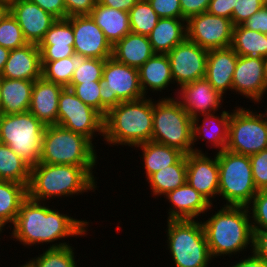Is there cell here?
<instances>
[{
  "mask_svg": "<svg viewBox=\"0 0 267 267\" xmlns=\"http://www.w3.org/2000/svg\"><path fill=\"white\" fill-rule=\"evenodd\" d=\"M19 267V266H18ZM20 267H32L31 264L29 262H26V264L21 265Z\"/></svg>",
  "mask_w": 267,
  "mask_h": 267,
  "instance_id": "59",
  "label": "cell"
},
{
  "mask_svg": "<svg viewBox=\"0 0 267 267\" xmlns=\"http://www.w3.org/2000/svg\"><path fill=\"white\" fill-rule=\"evenodd\" d=\"M31 167L18 156L7 144L0 142V180L30 183Z\"/></svg>",
  "mask_w": 267,
  "mask_h": 267,
  "instance_id": "35",
  "label": "cell"
},
{
  "mask_svg": "<svg viewBox=\"0 0 267 267\" xmlns=\"http://www.w3.org/2000/svg\"><path fill=\"white\" fill-rule=\"evenodd\" d=\"M97 155L85 136L57 124L45 128L39 163L95 166Z\"/></svg>",
  "mask_w": 267,
  "mask_h": 267,
  "instance_id": "6",
  "label": "cell"
},
{
  "mask_svg": "<svg viewBox=\"0 0 267 267\" xmlns=\"http://www.w3.org/2000/svg\"><path fill=\"white\" fill-rule=\"evenodd\" d=\"M87 57L74 54L55 61H41L42 77L64 87L70 85L74 70L81 66Z\"/></svg>",
  "mask_w": 267,
  "mask_h": 267,
  "instance_id": "36",
  "label": "cell"
},
{
  "mask_svg": "<svg viewBox=\"0 0 267 267\" xmlns=\"http://www.w3.org/2000/svg\"><path fill=\"white\" fill-rule=\"evenodd\" d=\"M27 197L20 205L14 222L12 237L23 245L52 243L55 240L82 236L87 233L89 222L77 220L41 205Z\"/></svg>",
  "mask_w": 267,
  "mask_h": 267,
  "instance_id": "1",
  "label": "cell"
},
{
  "mask_svg": "<svg viewBox=\"0 0 267 267\" xmlns=\"http://www.w3.org/2000/svg\"><path fill=\"white\" fill-rule=\"evenodd\" d=\"M135 147H140L143 152L147 178L151 174L175 164L184 155L179 149L153 141H148Z\"/></svg>",
  "mask_w": 267,
  "mask_h": 267,
  "instance_id": "33",
  "label": "cell"
},
{
  "mask_svg": "<svg viewBox=\"0 0 267 267\" xmlns=\"http://www.w3.org/2000/svg\"><path fill=\"white\" fill-rule=\"evenodd\" d=\"M253 251L259 258L267 260V230L253 229Z\"/></svg>",
  "mask_w": 267,
  "mask_h": 267,
  "instance_id": "51",
  "label": "cell"
},
{
  "mask_svg": "<svg viewBox=\"0 0 267 267\" xmlns=\"http://www.w3.org/2000/svg\"><path fill=\"white\" fill-rule=\"evenodd\" d=\"M128 13L131 32L135 34L148 36L160 19L147 0H139Z\"/></svg>",
  "mask_w": 267,
  "mask_h": 267,
  "instance_id": "38",
  "label": "cell"
},
{
  "mask_svg": "<svg viewBox=\"0 0 267 267\" xmlns=\"http://www.w3.org/2000/svg\"><path fill=\"white\" fill-rule=\"evenodd\" d=\"M219 167V196L226 205L246 206L251 204L258 192L254 185L250 157L223 150L217 152Z\"/></svg>",
  "mask_w": 267,
  "mask_h": 267,
  "instance_id": "9",
  "label": "cell"
},
{
  "mask_svg": "<svg viewBox=\"0 0 267 267\" xmlns=\"http://www.w3.org/2000/svg\"><path fill=\"white\" fill-rule=\"evenodd\" d=\"M10 13L16 18L27 43L39 45L57 18L28 0H10Z\"/></svg>",
  "mask_w": 267,
  "mask_h": 267,
  "instance_id": "17",
  "label": "cell"
},
{
  "mask_svg": "<svg viewBox=\"0 0 267 267\" xmlns=\"http://www.w3.org/2000/svg\"><path fill=\"white\" fill-rule=\"evenodd\" d=\"M90 16L112 46L131 32L129 13L126 11L110 8L97 2Z\"/></svg>",
  "mask_w": 267,
  "mask_h": 267,
  "instance_id": "25",
  "label": "cell"
},
{
  "mask_svg": "<svg viewBox=\"0 0 267 267\" xmlns=\"http://www.w3.org/2000/svg\"><path fill=\"white\" fill-rule=\"evenodd\" d=\"M168 250L175 267H207L212 257L202 221L168 220Z\"/></svg>",
  "mask_w": 267,
  "mask_h": 267,
  "instance_id": "7",
  "label": "cell"
},
{
  "mask_svg": "<svg viewBox=\"0 0 267 267\" xmlns=\"http://www.w3.org/2000/svg\"><path fill=\"white\" fill-rule=\"evenodd\" d=\"M182 19L188 20L191 16L204 13L208 9L211 0H179Z\"/></svg>",
  "mask_w": 267,
  "mask_h": 267,
  "instance_id": "47",
  "label": "cell"
},
{
  "mask_svg": "<svg viewBox=\"0 0 267 267\" xmlns=\"http://www.w3.org/2000/svg\"><path fill=\"white\" fill-rule=\"evenodd\" d=\"M1 107H2V97H1V87H0V114H1Z\"/></svg>",
  "mask_w": 267,
  "mask_h": 267,
  "instance_id": "58",
  "label": "cell"
},
{
  "mask_svg": "<svg viewBox=\"0 0 267 267\" xmlns=\"http://www.w3.org/2000/svg\"><path fill=\"white\" fill-rule=\"evenodd\" d=\"M265 81L267 86V57L265 58Z\"/></svg>",
  "mask_w": 267,
  "mask_h": 267,
  "instance_id": "56",
  "label": "cell"
},
{
  "mask_svg": "<svg viewBox=\"0 0 267 267\" xmlns=\"http://www.w3.org/2000/svg\"><path fill=\"white\" fill-rule=\"evenodd\" d=\"M179 89L177 100L192 119L201 114L215 113L221 107L223 96L205 78L182 85Z\"/></svg>",
  "mask_w": 267,
  "mask_h": 267,
  "instance_id": "19",
  "label": "cell"
},
{
  "mask_svg": "<svg viewBox=\"0 0 267 267\" xmlns=\"http://www.w3.org/2000/svg\"><path fill=\"white\" fill-rule=\"evenodd\" d=\"M105 61L106 59L87 58L74 70L70 84L102 81Z\"/></svg>",
  "mask_w": 267,
  "mask_h": 267,
  "instance_id": "40",
  "label": "cell"
},
{
  "mask_svg": "<svg viewBox=\"0 0 267 267\" xmlns=\"http://www.w3.org/2000/svg\"><path fill=\"white\" fill-rule=\"evenodd\" d=\"M9 52H10L9 49L0 46V77H1V74L3 72L5 63L8 59Z\"/></svg>",
  "mask_w": 267,
  "mask_h": 267,
  "instance_id": "54",
  "label": "cell"
},
{
  "mask_svg": "<svg viewBox=\"0 0 267 267\" xmlns=\"http://www.w3.org/2000/svg\"><path fill=\"white\" fill-rule=\"evenodd\" d=\"M28 197L24 184L0 180V225L14 224L21 203Z\"/></svg>",
  "mask_w": 267,
  "mask_h": 267,
  "instance_id": "32",
  "label": "cell"
},
{
  "mask_svg": "<svg viewBox=\"0 0 267 267\" xmlns=\"http://www.w3.org/2000/svg\"><path fill=\"white\" fill-rule=\"evenodd\" d=\"M248 207L224 205L203 227L212 258L240 253L253 247V229Z\"/></svg>",
  "mask_w": 267,
  "mask_h": 267,
  "instance_id": "3",
  "label": "cell"
},
{
  "mask_svg": "<svg viewBox=\"0 0 267 267\" xmlns=\"http://www.w3.org/2000/svg\"><path fill=\"white\" fill-rule=\"evenodd\" d=\"M65 87L43 77L34 81L29 112L45 126L57 124L58 101Z\"/></svg>",
  "mask_w": 267,
  "mask_h": 267,
  "instance_id": "21",
  "label": "cell"
},
{
  "mask_svg": "<svg viewBox=\"0 0 267 267\" xmlns=\"http://www.w3.org/2000/svg\"><path fill=\"white\" fill-rule=\"evenodd\" d=\"M255 101H262L267 91L265 59L255 56H239L232 78V91Z\"/></svg>",
  "mask_w": 267,
  "mask_h": 267,
  "instance_id": "16",
  "label": "cell"
},
{
  "mask_svg": "<svg viewBox=\"0 0 267 267\" xmlns=\"http://www.w3.org/2000/svg\"><path fill=\"white\" fill-rule=\"evenodd\" d=\"M3 228H4V227H2V226L0 225V232H2ZM0 234H1V233H0Z\"/></svg>",
  "mask_w": 267,
  "mask_h": 267,
  "instance_id": "60",
  "label": "cell"
},
{
  "mask_svg": "<svg viewBox=\"0 0 267 267\" xmlns=\"http://www.w3.org/2000/svg\"><path fill=\"white\" fill-rule=\"evenodd\" d=\"M160 18H182L179 0H147Z\"/></svg>",
  "mask_w": 267,
  "mask_h": 267,
  "instance_id": "45",
  "label": "cell"
},
{
  "mask_svg": "<svg viewBox=\"0 0 267 267\" xmlns=\"http://www.w3.org/2000/svg\"><path fill=\"white\" fill-rule=\"evenodd\" d=\"M160 100L158 103L153 101L151 141L179 149L185 155L202 153L200 149H193V120L177 97Z\"/></svg>",
  "mask_w": 267,
  "mask_h": 267,
  "instance_id": "5",
  "label": "cell"
},
{
  "mask_svg": "<svg viewBox=\"0 0 267 267\" xmlns=\"http://www.w3.org/2000/svg\"><path fill=\"white\" fill-rule=\"evenodd\" d=\"M228 112L229 111H223L220 115L221 117L215 116L214 113L203 115L204 118L201 126L200 124L198 125L200 121L198 119L199 117L192 119L193 148L195 144L194 142L198 141L197 138H201L203 141H206L205 138H207V142H212L214 144V148H219L218 152L226 149L228 142L229 121L231 116V114Z\"/></svg>",
  "mask_w": 267,
  "mask_h": 267,
  "instance_id": "30",
  "label": "cell"
},
{
  "mask_svg": "<svg viewBox=\"0 0 267 267\" xmlns=\"http://www.w3.org/2000/svg\"><path fill=\"white\" fill-rule=\"evenodd\" d=\"M2 78L35 81L42 77L41 53L38 45H26L10 50Z\"/></svg>",
  "mask_w": 267,
  "mask_h": 267,
  "instance_id": "20",
  "label": "cell"
},
{
  "mask_svg": "<svg viewBox=\"0 0 267 267\" xmlns=\"http://www.w3.org/2000/svg\"><path fill=\"white\" fill-rule=\"evenodd\" d=\"M34 81L0 77L1 114L24 113L29 110Z\"/></svg>",
  "mask_w": 267,
  "mask_h": 267,
  "instance_id": "28",
  "label": "cell"
},
{
  "mask_svg": "<svg viewBox=\"0 0 267 267\" xmlns=\"http://www.w3.org/2000/svg\"><path fill=\"white\" fill-rule=\"evenodd\" d=\"M94 166L38 163L31 167L28 197L43 202L48 198L72 196L94 190Z\"/></svg>",
  "mask_w": 267,
  "mask_h": 267,
  "instance_id": "2",
  "label": "cell"
},
{
  "mask_svg": "<svg viewBox=\"0 0 267 267\" xmlns=\"http://www.w3.org/2000/svg\"><path fill=\"white\" fill-rule=\"evenodd\" d=\"M10 12V0H0V21Z\"/></svg>",
  "mask_w": 267,
  "mask_h": 267,
  "instance_id": "55",
  "label": "cell"
},
{
  "mask_svg": "<svg viewBox=\"0 0 267 267\" xmlns=\"http://www.w3.org/2000/svg\"><path fill=\"white\" fill-rule=\"evenodd\" d=\"M101 84L102 81H91L82 84H70L67 88L71 89L84 104L91 106L101 114Z\"/></svg>",
  "mask_w": 267,
  "mask_h": 267,
  "instance_id": "41",
  "label": "cell"
},
{
  "mask_svg": "<svg viewBox=\"0 0 267 267\" xmlns=\"http://www.w3.org/2000/svg\"><path fill=\"white\" fill-rule=\"evenodd\" d=\"M46 126L31 112L0 114V142L33 167L39 163Z\"/></svg>",
  "mask_w": 267,
  "mask_h": 267,
  "instance_id": "8",
  "label": "cell"
},
{
  "mask_svg": "<svg viewBox=\"0 0 267 267\" xmlns=\"http://www.w3.org/2000/svg\"><path fill=\"white\" fill-rule=\"evenodd\" d=\"M67 20L73 26L75 54L96 59L112 57V45L90 15L72 16Z\"/></svg>",
  "mask_w": 267,
  "mask_h": 267,
  "instance_id": "15",
  "label": "cell"
},
{
  "mask_svg": "<svg viewBox=\"0 0 267 267\" xmlns=\"http://www.w3.org/2000/svg\"><path fill=\"white\" fill-rule=\"evenodd\" d=\"M245 28L267 35V3L242 24Z\"/></svg>",
  "mask_w": 267,
  "mask_h": 267,
  "instance_id": "49",
  "label": "cell"
},
{
  "mask_svg": "<svg viewBox=\"0 0 267 267\" xmlns=\"http://www.w3.org/2000/svg\"><path fill=\"white\" fill-rule=\"evenodd\" d=\"M249 157L255 187L267 190V148Z\"/></svg>",
  "mask_w": 267,
  "mask_h": 267,
  "instance_id": "43",
  "label": "cell"
},
{
  "mask_svg": "<svg viewBox=\"0 0 267 267\" xmlns=\"http://www.w3.org/2000/svg\"><path fill=\"white\" fill-rule=\"evenodd\" d=\"M267 109V108H266ZM261 117H263V120L265 122V125L267 126V111L264 114H260ZM265 117V118H264Z\"/></svg>",
  "mask_w": 267,
  "mask_h": 267,
  "instance_id": "57",
  "label": "cell"
},
{
  "mask_svg": "<svg viewBox=\"0 0 267 267\" xmlns=\"http://www.w3.org/2000/svg\"><path fill=\"white\" fill-rule=\"evenodd\" d=\"M239 56L267 57V35L245 28L234 26L230 46Z\"/></svg>",
  "mask_w": 267,
  "mask_h": 267,
  "instance_id": "34",
  "label": "cell"
},
{
  "mask_svg": "<svg viewBox=\"0 0 267 267\" xmlns=\"http://www.w3.org/2000/svg\"><path fill=\"white\" fill-rule=\"evenodd\" d=\"M237 58L238 54L231 47L208 51L205 79L222 96L228 89L232 91Z\"/></svg>",
  "mask_w": 267,
  "mask_h": 267,
  "instance_id": "24",
  "label": "cell"
},
{
  "mask_svg": "<svg viewBox=\"0 0 267 267\" xmlns=\"http://www.w3.org/2000/svg\"><path fill=\"white\" fill-rule=\"evenodd\" d=\"M245 109L230 112L226 150L250 156L267 148V126L260 114Z\"/></svg>",
  "mask_w": 267,
  "mask_h": 267,
  "instance_id": "11",
  "label": "cell"
},
{
  "mask_svg": "<svg viewBox=\"0 0 267 267\" xmlns=\"http://www.w3.org/2000/svg\"><path fill=\"white\" fill-rule=\"evenodd\" d=\"M187 20L182 18H160L148 35L155 53L167 54L187 38Z\"/></svg>",
  "mask_w": 267,
  "mask_h": 267,
  "instance_id": "27",
  "label": "cell"
},
{
  "mask_svg": "<svg viewBox=\"0 0 267 267\" xmlns=\"http://www.w3.org/2000/svg\"><path fill=\"white\" fill-rule=\"evenodd\" d=\"M251 203L248 210H252L249 211L250 218H253L252 229L267 230V190H258Z\"/></svg>",
  "mask_w": 267,
  "mask_h": 267,
  "instance_id": "42",
  "label": "cell"
},
{
  "mask_svg": "<svg viewBox=\"0 0 267 267\" xmlns=\"http://www.w3.org/2000/svg\"><path fill=\"white\" fill-rule=\"evenodd\" d=\"M266 3L267 0H236V6L233 8L232 13L233 25H242Z\"/></svg>",
  "mask_w": 267,
  "mask_h": 267,
  "instance_id": "44",
  "label": "cell"
},
{
  "mask_svg": "<svg viewBox=\"0 0 267 267\" xmlns=\"http://www.w3.org/2000/svg\"><path fill=\"white\" fill-rule=\"evenodd\" d=\"M139 0H98V3L117 10L129 12Z\"/></svg>",
  "mask_w": 267,
  "mask_h": 267,
  "instance_id": "52",
  "label": "cell"
},
{
  "mask_svg": "<svg viewBox=\"0 0 267 267\" xmlns=\"http://www.w3.org/2000/svg\"><path fill=\"white\" fill-rule=\"evenodd\" d=\"M186 23L187 38L205 50L231 46L234 28L232 20L204 12L191 16Z\"/></svg>",
  "mask_w": 267,
  "mask_h": 267,
  "instance_id": "13",
  "label": "cell"
},
{
  "mask_svg": "<svg viewBox=\"0 0 267 267\" xmlns=\"http://www.w3.org/2000/svg\"><path fill=\"white\" fill-rule=\"evenodd\" d=\"M67 242L50 244V247L28 261L32 267H77L73 248Z\"/></svg>",
  "mask_w": 267,
  "mask_h": 267,
  "instance_id": "37",
  "label": "cell"
},
{
  "mask_svg": "<svg viewBox=\"0 0 267 267\" xmlns=\"http://www.w3.org/2000/svg\"><path fill=\"white\" fill-rule=\"evenodd\" d=\"M37 4L44 11L52 14L57 19H66V7L64 0H28Z\"/></svg>",
  "mask_w": 267,
  "mask_h": 267,
  "instance_id": "50",
  "label": "cell"
},
{
  "mask_svg": "<svg viewBox=\"0 0 267 267\" xmlns=\"http://www.w3.org/2000/svg\"><path fill=\"white\" fill-rule=\"evenodd\" d=\"M140 86L143 94L146 90L162 91L173 81L170 61L167 54L155 53L138 68ZM147 86L149 88H147Z\"/></svg>",
  "mask_w": 267,
  "mask_h": 267,
  "instance_id": "29",
  "label": "cell"
},
{
  "mask_svg": "<svg viewBox=\"0 0 267 267\" xmlns=\"http://www.w3.org/2000/svg\"><path fill=\"white\" fill-rule=\"evenodd\" d=\"M215 155L214 160L204 153L191 152L186 155V181L211 205V198L214 199L219 193V167Z\"/></svg>",
  "mask_w": 267,
  "mask_h": 267,
  "instance_id": "18",
  "label": "cell"
},
{
  "mask_svg": "<svg viewBox=\"0 0 267 267\" xmlns=\"http://www.w3.org/2000/svg\"><path fill=\"white\" fill-rule=\"evenodd\" d=\"M41 61H55L73 56V26L67 19H57L38 45Z\"/></svg>",
  "mask_w": 267,
  "mask_h": 267,
  "instance_id": "23",
  "label": "cell"
},
{
  "mask_svg": "<svg viewBox=\"0 0 267 267\" xmlns=\"http://www.w3.org/2000/svg\"><path fill=\"white\" fill-rule=\"evenodd\" d=\"M153 131V101L146 97L121 102L104 117L103 138L112 145L135 147L151 141Z\"/></svg>",
  "mask_w": 267,
  "mask_h": 267,
  "instance_id": "4",
  "label": "cell"
},
{
  "mask_svg": "<svg viewBox=\"0 0 267 267\" xmlns=\"http://www.w3.org/2000/svg\"><path fill=\"white\" fill-rule=\"evenodd\" d=\"M164 196L173 205L168 210L167 220H194L199 214L201 216V213L208 212L213 206L187 181Z\"/></svg>",
  "mask_w": 267,
  "mask_h": 267,
  "instance_id": "22",
  "label": "cell"
},
{
  "mask_svg": "<svg viewBox=\"0 0 267 267\" xmlns=\"http://www.w3.org/2000/svg\"><path fill=\"white\" fill-rule=\"evenodd\" d=\"M57 125L81 134L91 142L95 132L104 136V117L91 106L84 104L67 87L59 96Z\"/></svg>",
  "mask_w": 267,
  "mask_h": 267,
  "instance_id": "12",
  "label": "cell"
},
{
  "mask_svg": "<svg viewBox=\"0 0 267 267\" xmlns=\"http://www.w3.org/2000/svg\"><path fill=\"white\" fill-rule=\"evenodd\" d=\"M187 164L184 154L175 164L165 167L153 174L147 180L150 183L152 195H166L186 182Z\"/></svg>",
  "mask_w": 267,
  "mask_h": 267,
  "instance_id": "31",
  "label": "cell"
},
{
  "mask_svg": "<svg viewBox=\"0 0 267 267\" xmlns=\"http://www.w3.org/2000/svg\"><path fill=\"white\" fill-rule=\"evenodd\" d=\"M251 255L247 259L239 260L234 266L230 267H267V260L259 258L254 253Z\"/></svg>",
  "mask_w": 267,
  "mask_h": 267,
  "instance_id": "53",
  "label": "cell"
},
{
  "mask_svg": "<svg viewBox=\"0 0 267 267\" xmlns=\"http://www.w3.org/2000/svg\"><path fill=\"white\" fill-rule=\"evenodd\" d=\"M66 19L72 16L90 15L98 0H64Z\"/></svg>",
  "mask_w": 267,
  "mask_h": 267,
  "instance_id": "46",
  "label": "cell"
},
{
  "mask_svg": "<svg viewBox=\"0 0 267 267\" xmlns=\"http://www.w3.org/2000/svg\"><path fill=\"white\" fill-rule=\"evenodd\" d=\"M208 51L186 38L176 45L167 56L173 81L178 86L203 79L206 76Z\"/></svg>",
  "mask_w": 267,
  "mask_h": 267,
  "instance_id": "14",
  "label": "cell"
},
{
  "mask_svg": "<svg viewBox=\"0 0 267 267\" xmlns=\"http://www.w3.org/2000/svg\"><path fill=\"white\" fill-rule=\"evenodd\" d=\"M27 44L21 27L16 18L9 12L0 21V46L9 50L20 48Z\"/></svg>",
  "mask_w": 267,
  "mask_h": 267,
  "instance_id": "39",
  "label": "cell"
},
{
  "mask_svg": "<svg viewBox=\"0 0 267 267\" xmlns=\"http://www.w3.org/2000/svg\"><path fill=\"white\" fill-rule=\"evenodd\" d=\"M235 6L236 0H211L206 12L232 20L233 8Z\"/></svg>",
  "mask_w": 267,
  "mask_h": 267,
  "instance_id": "48",
  "label": "cell"
},
{
  "mask_svg": "<svg viewBox=\"0 0 267 267\" xmlns=\"http://www.w3.org/2000/svg\"><path fill=\"white\" fill-rule=\"evenodd\" d=\"M154 54L148 36L132 32L112 46V57L116 61L135 68L142 66Z\"/></svg>",
  "mask_w": 267,
  "mask_h": 267,
  "instance_id": "26",
  "label": "cell"
},
{
  "mask_svg": "<svg viewBox=\"0 0 267 267\" xmlns=\"http://www.w3.org/2000/svg\"><path fill=\"white\" fill-rule=\"evenodd\" d=\"M101 115L121 102L135 101L146 97L140 86L138 68L116 61L113 57L106 59L100 87Z\"/></svg>",
  "mask_w": 267,
  "mask_h": 267,
  "instance_id": "10",
  "label": "cell"
}]
</instances>
